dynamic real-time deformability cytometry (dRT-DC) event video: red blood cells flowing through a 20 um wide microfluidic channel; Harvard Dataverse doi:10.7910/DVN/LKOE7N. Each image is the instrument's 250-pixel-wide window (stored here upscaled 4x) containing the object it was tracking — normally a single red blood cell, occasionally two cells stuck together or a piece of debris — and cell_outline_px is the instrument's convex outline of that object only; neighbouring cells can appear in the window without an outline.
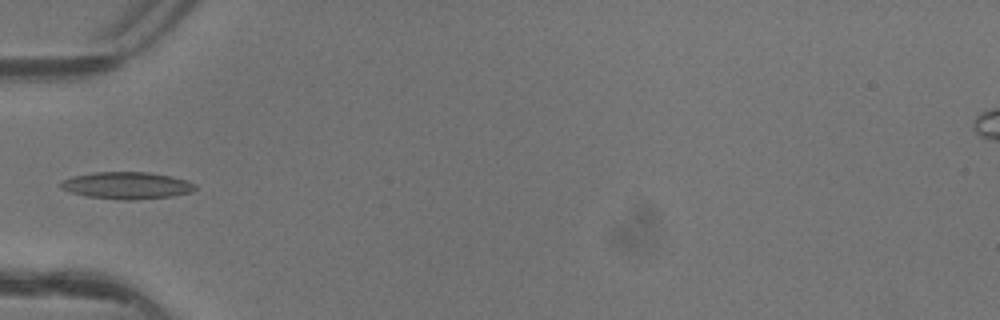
{"species": "common noctule bat (a hibernating species)", "species_latin": "Nyctalus noctula", "temperature_condition": "warm", "stored_images_in_passage": 6, "camera_frame_rate_fps": 3000, "um_per_image_px": 0.085, "animal": {"sex": "female"}, "frame": {"image": 1, "passage_image": 6, "time_ms": 1.667, "image_size_px": [1000, 320], "cell_outline_px": [[196, 188], [192, 192], [172, 196], [128, 200], [120, 200], [88, 196], [72, 192], [60, 188], [60, 184], [64, 180], [72, 176], [92, 172], [148, 172], [172, 176], [188, 180], [196, 184]], "centroid_in_image_um": [10.82, 15.75], "position_along_channel_um": 74.2, "area_um2": 21.15}}